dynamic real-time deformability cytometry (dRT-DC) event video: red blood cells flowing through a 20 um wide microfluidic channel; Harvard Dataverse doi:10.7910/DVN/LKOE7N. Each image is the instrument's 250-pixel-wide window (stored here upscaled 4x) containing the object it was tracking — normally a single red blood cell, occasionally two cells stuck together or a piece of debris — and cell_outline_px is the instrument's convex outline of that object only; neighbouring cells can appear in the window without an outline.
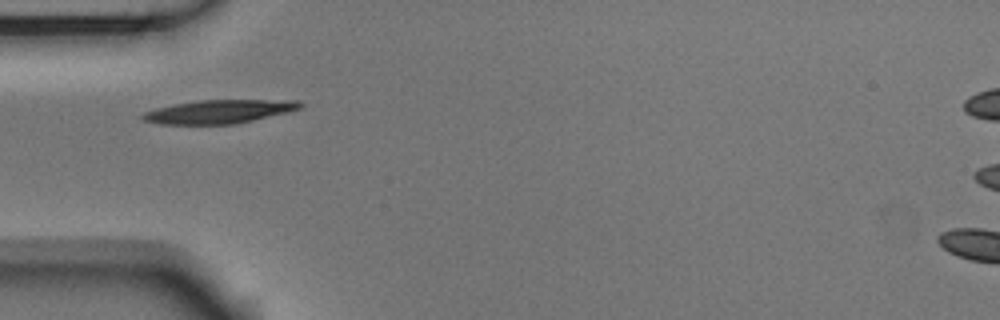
{"species": "Egyptian fruit bat (a non-hibernating species)", "species_latin": "Rousettus aegyptiacus", "temperature_condition": "room temperature", "stored_images_in_passage": 23, "camera_frame_rate_fps": 3000, "um_per_image_px": 0.085, "animal": {"sex": "male"}, "frame": {"image": 1, "passage_image": 1, "time_ms": 0.0, "image_size_px": [1000, 320], "cell_outline_px": [[304, 108], [236, 124], [160, 124], [144, 120], [140, 116], [144, 112], [156, 108], [172, 104], [200, 100], [300, 100], [304, 104]], "centroid_in_image_um": [18.66, 9.48], "position_along_channel_um": 66.3, "area_um2": 21.68}}
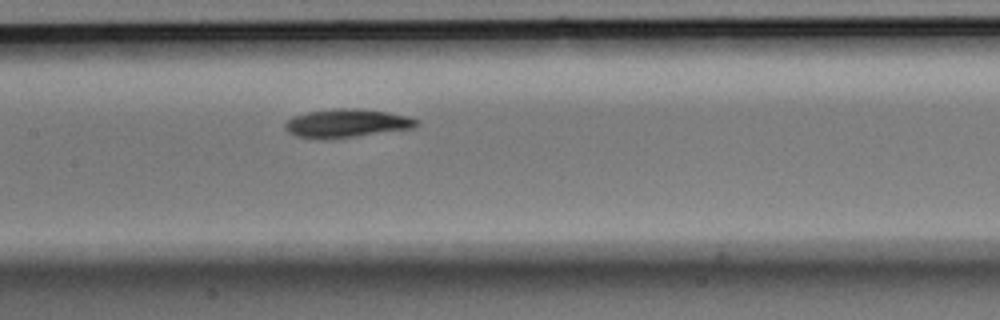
{"frame": {"image": 2, "passage_image": 10, "time_ms": 3.0, "image_size_px": [1000, 320], "cell_outline_px": [[420, 124], [416, 128], [356, 136], [324, 140], [296, 136], [288, 132], [284, 128], [284, 124], [292, 116], [308, 112], [336, 108], [356, 108], [388, 112], [408, 116], [420, 120]], "centroid_in_image_um": [29.49, 10.48], "position_along_channel_um": 177.9, "area_um2": 22.08}}
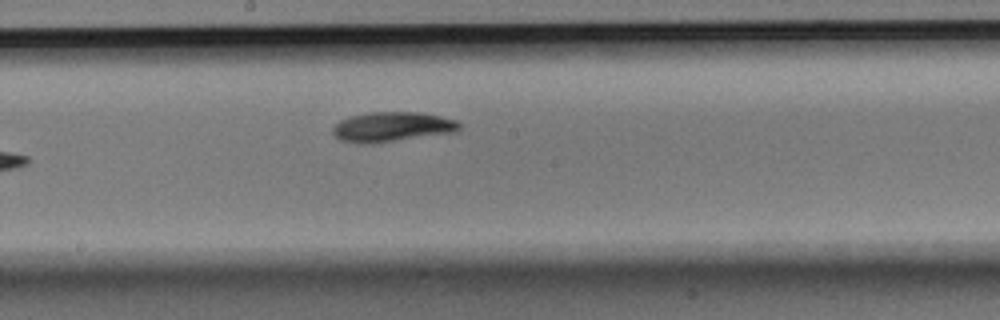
{"frame": {"image": 3, "passage_image": 13, "time_ms": 4.0, "image_size_px": [1000, 320], "cell_outline_px": [[460, 128], [452, 132], [364, 144], [360, 144], [340, 140], [332, 132], [332, 128], [340, 120], [352, 116], [372, 112], [420, 112], [440, 116], [456, 120], [460, 124]], "centroid_in_image_um": [33.29, 10.77], "position_along_channel_um": 214.9, "area_um2": 21.44}}